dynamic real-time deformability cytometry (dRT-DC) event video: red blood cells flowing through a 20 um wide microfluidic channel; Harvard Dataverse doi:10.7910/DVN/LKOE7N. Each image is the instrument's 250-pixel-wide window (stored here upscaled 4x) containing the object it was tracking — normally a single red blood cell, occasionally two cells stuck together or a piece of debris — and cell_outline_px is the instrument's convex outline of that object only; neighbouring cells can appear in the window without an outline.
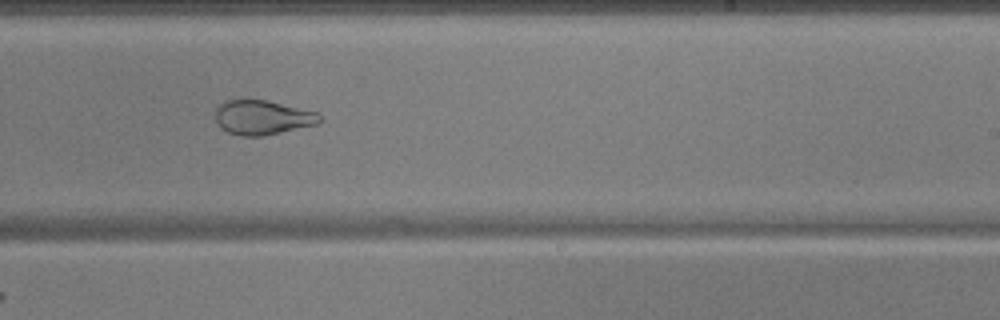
{"species": "common noctule bat (a hibernating species)", "species_latin": "Nyctalus noctula", "temperature_condition": "warm", "stored_images_in_passage": 33, "camera_frame_rate_fps": 3000, "um_per_image_px": 0.085, "animal": {"sex": "male", "body_mass_g": 17.9, "forearm_length_mm": 54.2}, "frame": {"image": 1, "passage_image": 20, "time_ms": 6.333, "image_size_px": [1000, 320], "cell_outline_px": [[324, 120], [320, 124], [260, 136], [240, 136], [228, 132], [220, 128], [216, 124], [212, 112], [216, 104], [224, 100], [268, 100], [320, 112]], "centroid_in_image_um": [22.29, 9.97], "position_along_channel_um": 266.7, "area_um2": 21.73}, "authors_computed_cell_mechanics": {"area_um2": 22.542, "velocity_mm_per_s": 3.8507, "shape_relaxation_time_tau1_ms": null, "shape_relaxation_time_tau2_ms": 1.0526, "deformation_change_tau1": null, "deformation_change_tau2": 0.0763}}